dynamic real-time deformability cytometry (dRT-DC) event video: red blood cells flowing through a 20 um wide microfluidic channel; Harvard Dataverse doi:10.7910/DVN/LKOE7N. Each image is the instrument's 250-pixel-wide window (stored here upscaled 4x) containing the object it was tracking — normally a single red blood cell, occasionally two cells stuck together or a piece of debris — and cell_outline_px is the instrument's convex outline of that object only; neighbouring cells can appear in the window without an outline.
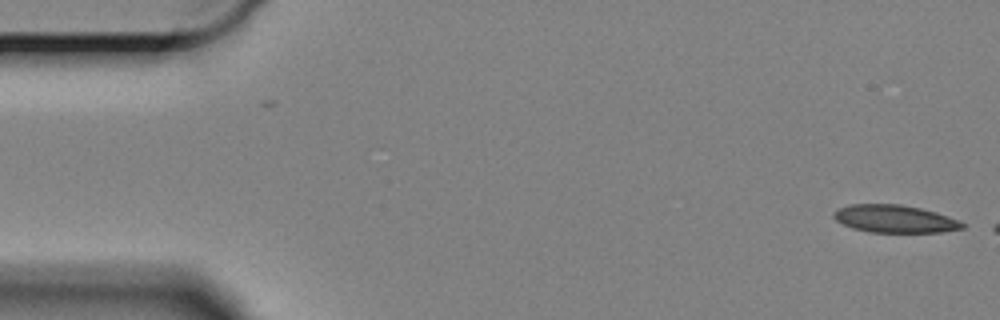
{"species": "Egyptian fruit bat (a non-hibernating species)", "species_latin": "Rousettus aegyptiacus", "temperature_condition": "cold", "stored_images_in_passage": 8, "camera_frame_rate_fps": 3000, "um_per_image_px": 0.085, "animal": {"sex": "female"}, "frame": {"image": 1, "passage_image": 1, "time_ms": 0.0, "image_size_px": [1000, 320], "cell_outline_px": [[964, 228], [944, 232], [868, 232], [852, 228], [836, 220], [832, 216], [832, 212], [848, 204], [900, 204], [920, 208], [936, 212], [948, 216], [964, 224]], "centroid_in_image_um": [76.02, 18.6], "position_along_channel_um": 9.0, "area_um2": 20.69}}